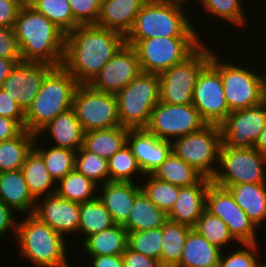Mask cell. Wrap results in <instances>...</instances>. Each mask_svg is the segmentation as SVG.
<instances>
[{
    "label": "cell",
    "instance_id": "30",
    "mask_svg": "<svg viewBox=\"0 0 266 267\" xmlns=\"http://www.w3.org/2000/svg\"><path fill=\"white\" fill-rule=\"evenodd\" d=\"M129 129L117 126L84 132L83 147L100 157L109 160L126 144Z\"/></svg>",
    "mask_w": 266,
    "mask_h": 267
},
{
    "label": "cell",
    "instance_id": "54",
    "mask_svg": "<svg viewBox=\"0 0 266 267\" xmlns=\"http://www.w3.org/2000/svg\"><path fill=\"white\" fill-rule=\"evenodd\" d=\"M23 62L22 59H7L0 57V86L5 79L10 75L11 70L16 66L17 63Z\"/></svg>",
    "mask_w": 266,
    "mask_h": 267
},
{
    "label": "cell",
    "instance_id": "11",
    "mask_svg": "<svg viewBox=\"0 0 266 267\" xmlns=\"http://www.w3.org/2000/svg\"><path fill=\"white\" fill-rule=\"evenodd\" d=\"M211 180L221 187L266 184V157L255 148H230L222 144L219 165Z\"/></svg>",
    "mask_w": 266,
    "mask_h": 267
},
{
    "label": "cell",
    "instance_id": "14",
    "mask_svg": "<svg viewBox=\"0 0 266 267\" xmlns=\"http://www.w3.org/2000/svg\"><path fill=\"white\" fill-rule=\"evenodd\" d=\"M205 209L221 218L239 243H259L258 228L235 202L231 192L211 182L206 193Z\"/></svg>",
    "mask_w": 266,
    "mask_h": 267
},
{
    "label": "cell",
    "instance_id": "45",
    "mask_svg": "<svg viewBox=\"0 0 266 267\" xmlns=\"http://www.w3.org/2000/svg\"><path fill=\"white\" fill-rule=\"evenodd\" d=\"M257 244L259 243H242V247L235 251L222 252L219 267H258L262 262L257 257L260 256Z\"/></svg>",
    "mask_w": 266,
    "mask_h": 267
},
{
    "label": "cell",
    "instance_id": "15",
    "mask_svg": "<svg viewBox=\"0 0 266 267\" xmlns=\"http://www.w3.org/2000/svg\"><path fill=\"white\" fill-rule=\"evenodd\" d=\"M192 104L207 124L220 125L230 113L221 74L210 62L197 77Z\"/></svg>",
    "mask_w": 266,
    "mask_h": 267
},
{
    "label": "cell",
    "instance_id": "38",
    "mask_svg": "<svg viewBox=\"0 0 266 267\" xmlns=\"http://www.w3.org/2000/svg\"><path fill=\"white\" fill-rule=\"evenodd\" d=\"M198 2L201 9L211 18H220L219 21L228 22L235 28L241 27L242 29L247 26L245 23L248 22V14L245 12L246 8L243 7L247 5L243 4L246 3L243 0H197Z\"/></svg>",
    "mask_w": 266,
    "mask_h": 267
},
{
    "label": "cell",
    "instance_id": "23",
    "mask_svg": "<svg viewBox=\"0 0 266 267\" xmlns=\"http://www.w3.org/2000/svg\"><path fill=\"white\" fill-rule=\"evenodd\" d=\"M44 134L51 137L48 142L52 140L54 143L50 142V144L56 147L77 151L83 146L84 130L73 108L58 114L39 131L37 136L43 139Z\"/></svg>",
    "mask_w": 266,
    "mask_h": 267
},
{
    "label": "cell",
    "instance_id": "33",
    "mask_svg": "<svg viewBox=\"0 0 266 267\" xmlns=\"http://www.w3.org/2000/svg\"><path fill=\"white\" fill-rule=\"evenodd\" d=\"M35 139L36 134L24 129L15 138L0 142V173L21 170Z\"/></svg>",
    "mask_w": 266,
    "mask_h": 267
},
{
    "label": "cell",
    "instance_id": "1",
    "mask_svg": "<svg viewBox=\"0 0 266 267\" xmlns=\"http://www.w3.org/2000/svg\"><path fill=\"white\" fill-rule=\"evenodd\" d=\"M124 44L125 36L119 32L78 25L66 34L62 66L78 84H89Z\"/></svg>",
    "mask_w": 266,
    "mask_h": 267
},
{
    "label": "cell",
    "instance_id": "28",
    "mask_svg": "<svg viewBox=\"0 0 266 267\" xmlns=\"http://www.w3.org/2000/svg\"><path fill=\"white\" fill-rule=\"evenodd\" d=\"M128 232L120 224L87 237L81 244L89 256L122 255L127 247Z\"/></svg>",
    "mask_w": 266,
    "mask_h": 267
},
{
    "label": "cell",
    "instance_id": "25",
    "mask_svg": "<svg viewBox=\"0 0 266 267\" xmlns=\"http://www.w3.org/2000/svg\"><path fill=\"white\" fill-rule=\"evenodd\" d=\"M0 199L21 217L33 214L36 205L22 170L0 173Z\"/></svg>",
    "mask_w": 266,
    "mask_h": 267
},
{
    "label": "cell",
    "instance_id": "13",
    "mask_svg": "<svg viewBox=\"0 0 266 267\" xmlns=\"http://www.w3.org/2000/svg\"><path fill=\"white\" fill-rule=\"evenodd\" d=\"M206 124L193 104H167L159 101L146 129L156 137L172 142L200 130Z\"/></svg>",
    "mask_w": 266,
    "mask_h": 267
},
{
    "label": "cell",
    "instance_id": "17",
    "mask_svg": "<svg viewBox=\"0 0 266 267\" xmlns=\"http://www.w3.org/2000/svg\"><path fill=\"white\" fill-rule=\"evenodd\" d=\"M141 72L135 48L125 43L88 85L94 90L116 95Z\"/></svg>",
    "mask_w": 266,
    "mask_h": 267
},
{
    "label": "cell",
    "instance_id": "6",
    "mask_svg": "<svg viewBox=\"0 0 266 267\" xmlns=\"http://www.w3.org/2000/svg\"><path fill=\"white\" fill-rule=\"evenodd\" d=\"M159 74L141 72L117 94L120 125L128 129L146 128L160 101Z\"/></svg>",
    "mask_w": 266,
    "mask_h": 267
},
{
    "label": "cell",
    "instance_id": "40",
    "mask_svg": "<svg viewBox=\"0 0 266 267\" xmlns=\"http://www.w3.org/2000/svg\"><path fill=\"white\" fill-rule=\"evenodd\" d=\"M28 4L46 16L65 34L73 31L78 24L67 0H29Z\"/></svg>",
    "mask_w": 266,
    "mask_h": 267
},
{
    "label": "cell",
    "instance_id": "16",
    "mask_svg": "<svg viewBox=\"0 0 266 267\" xmlns=\"http://www.w3.org/2000/svg\"><path fill=\"white\" fill-rule=\"evenodd\" d=\"M266 125V100L261 104L235 110L220 124L222 144L230 148H254Z\"/></svg>",
    "mask_w": 266,
    "mask_h": 267
},
{
    "label": "cell",
    "instance_id": "9",
    "mask_svg": "<svg viewBox=\"0 0 266 267\" xmlns=\"http://www.w3.org/2000/svg\"><path fill=\"white\" fill-rule=\"evenodd\" d=\"M203 37H154L125 41L135 48L142 72L160 74L189 57L203 42Z\"/></svg>",
    "mask_w": 266,
    "mask_h": 267
},
{
    "label": "cell",
    "instance_id": "32",
    "mask_svg": "<svg viewBox=\"0 0 266 267\" xmlns=\"http://www.w3.org/2000/svg\"><path fill=\"white\" fill-rule=\"evenodd\" d=\"M151 175L158 180L178 187L198 184L204 178L199 171L179 158L174 152Z\"/></svg>",
    "mask_w": 266,
    "mask_h": 267
},
{
    "label": "cell",
    "instance_id": "44",
    "mask_svg": "<svg viewBox=\"0 0 266 267\" xmlns=\"http://www.w3.org/2000/svg\"><path fill=\"white\" fill-rule=\"evenodd\" d=\"M162 227L128 232L127 246L133 251L155 258L161 263Z\"/></svg>",
    "mask_w": 266,
    "mask_h": 267
},
{
    "label": "cell",
    "instance_id": "3",
    "mask_svg": "<svg viewBox=\"0 0 266 267\" xmlns=\"http://www.w3.org/2000/svg\"><path fill=\"white\" fill-rule=\"evenodd\" d=\"M184 6L187 7L176 2L147 0L135 17L125 41L154 37H202Z\"/></svg>",
    "mask_w": 266,
    "mask_h": 267
},
{
    "label": "cell",
    "instance_id": "52",
    "mask_svg": "<svg viewBox=\"0 0 266 267\" xmlns=\"http://www.w3.org/2000/svg\"><path fill=\"white\" fill-rule=\"evenodd\" d=\"M23 130L15 120L0 116V142L15 138Z\"/></svg>",
    "mask_w": 266,
    "mask_h": 267
},
{
    "label": "cell",
    "instance_id": "48",
    "mask_svg": "<svg viewBox=\"0 0 266 267\" xmlns=\"http://www.w3.org/2000/svg\"><path fill=\"white\" fill-rule=\"evenodd\" d=\"M0 116L15 120L25 129V112L2 88H0Z\"/></svg>",
    "mask_w": 266,
    "mask_h": 267
},
{
    "label": "cell",
    "instance_id": "56",
    "mask_svg": "<svg viewBox=\"0 0 266 267\" xmlns=\"http://www.w3.org/2000/svg\"><path fill=\"white\" fill-rule=\"evenodd\" d=\"M262 72V85H263V94H264V97L266 99V68H265V72H263V70H261ZM264 73V74H263Z\"/></svg>",
    "mask_w": 266,
    "mask_h": 267
},
{
    "label": "cell",
    "instance_id": "43",
    "mask_svg": "<svg viewBox=\"0 0 266 267\" xmlns=\"http://www.w3.org/2000/svg\"><path fill=\"white\" fill-rule=\"evenodd\" d=\"M146 176L143 177L145 181L143 178L140 181L141 190L160 210L168 214L178 198L180 187L158 180L152 175Z\"/></svg>",
    "mask_w": 266,
    "mask_h": 267
},
{
    "label": "cell",
    "instance_id": "29",
    "mask_svg": "<svg viewBox=\"0 0 266 267\" xmlns=\"http://www.w3.org/2000/svg\"><path fill=\"white\" fill-rule=\"evenodd\" d=\"M167 220V214L141 191L135 197L129 216L122 226L127 232L144 231L162 227Z\"/></svg>",
    "mask_w": 266,
    "mask_h": 267
},
{
    "label": "cell",
    "instance_id": "51",
    "mask_svg": "<svg viewBox=\"0 0 266 267\" xmlns=\"http://www.w3.org/2000/svg\"><path fill=\"white\" fill-rule=\"evenodd\" d=\"M15 217V211L0 199V238L9 232L16 233L18 220Z\"/></svg>",
    "mask_w": 266,
    "mask_h": 267
},
{
    "label": "cell",
    "instance_id": "42",
    "mask_svg": "<svg viewBox=\"0 0 266 267\" xmlns=\"http://www.w3.org/2000/svg\"><path fill=\"white\" fill-rule=\"evenodd\" d=\"M74 169L98 186L110 182L108 160L87 151L83 146L76 151Z\"/></svg>",
    "mask_w": 266,
    "mask_h": 267
},
{
    "label": "cell",
    "instance_id": "21",
    "mask_svg": "<svg viewBox=\"0 0 266 267\" xmlns=\"http://www.w3.org/2000/svg\"><path fill=\"white\" fill-rule=\"evenodd\" d=\"M211 179L204 177L198 184L180 187L179 195L170 212L168 220L193 228L206 206V193Z\"/></svg>",
    "mask_w": 266,
    "mask_h": 267
},
{
    "label": "cell",
    "instance_id": "47",
    "mask_svg": "<svg viewBox=\"0 0 266 267\" xmlns=\"http://www.w3.org/2000/svg\"><path fill=\"white\" fill-rule=\"evenodd\" d=\"M0 57L22 59L13 27H0Z\"/></svg>",
    "mask_w": 266,
    "mask_h": 267
},
{
    "label": "cell",
    "instance_id": "59",
    "mask_svg": "<svg viewBox=\"0 0 266 267\" xmlns=\"http://www.w3.org/2000/svg\"><path fill=\"white\" fill-rule=\"evenodd\" d=\"M20 1H22L24 4L29 2V0H20Z\"/></svg>",
    "mask_w": 266,
    "mask_h": 267
},
{
    "label": "cell",
    "instance_id": "39",
    "mask_svg": "<svg viewBox=\"0 0 266 267\" xmlns=\"http://www.w3.org/2000/svg\"><path fill=\"white\" fill-rule=\"evenodd\" d=\"M110 182L140 183L144 174L127 143L108 160ZM136 173V174H135ZM138 176L135 180V177ZM140 179V180H138ZM138 182H135L137 181Z\"/></svg>",
    "mask_w": 266,
    "mask_h": 267
},
{
    "label": "cell",
    "instance_id": "20",
    "mask_svg": "<svg viewBox=\"0 0 266 267\" xmlns=\"http://www.w3.org/2000/svg\"><path fill=\"white\" fill-rule=\"evenodd\" d=\"M126 143L144 176L151 175L172 153V142L162 140L146 128L129 129Z\"/></svg>",
    "mask_w": 266,
    "mask_h": 267
},
{
    "label": "cell",
    "instance_id": "49",
    "mask_svg": "<svg viewBox=\"0 0 266 267\" xmlns=\"http://www.w3.org/2000/svg\"><path fill=\"white\" fill-rule=\"evenodd\" d=\"M123 267H163L159 260L133 251L128 246L122 254Z\"/></svg>",
    "mask_w": 266,
    "mask_h": 267
},
{
    "label": "cell",
    "instance_id": "18",
    "mask_svg": "<svg viewBox=\"0 0 266 267\" xmlns=\"http://www.w3.org/2000/svg\"><path fill=\"white\" fill-rule=\"evenodd\" d=\"M53 68L50 64L40 62L17 63L0 88L26 112L38 94L45 76Z\"/></svg>",
    "mask_w": 266,
    "mask_h": 267
},
{
    "label": "cell",
    "instance_id": "36",
    "mask_svg": "<svg viewBox=\"0 0 266 267\" xmlns=\"http://www.w3.org/2000/svg\"><path fill=\"white\" fill-rule=\"evenodd\" d=\"M79 219L78 236L84 237L82 242L87 237L115 225L111 214L98 197L80 204Z\"/></svg>",
    "mask_w": 266,
    "mask_h": 267
},
{
    "label": "cell",
    "instance_id": "41",
    "mask_svg": "<svg viewBox=\"0 0 266 267\" xmlns=\"http://www.w3.org/2000/svg\"><path fill=\"white\" fill-rule=\"evenodd\" d=\"M193 229L208 240L210 244L217 246L223 251H226L225 247L229 246L234 241L235 244H238L230 234L225 222L218 216L208 212L206 209L203 211Z\"/></svg>",
    "mask_w": 266,
    "mask_h": 267
},
{
    "label": "cell",
    "instance_id": "31",
    "mask_svg": "<svg viewBox=\"0 0 266 267\" xmlns=\"http://www.w3.org/2000/svg\"><path fill=\"white\" fill-rule=\"evenodd\" d=\"M21 170L30 193L36 200L56 193V183L42 157L34 149L27 155Z\"/></svg>",
    "mask_w": 266,
    "mask_h": 267
},
{
    "label": "cell",
    "instance_id": "37",
    "mask_svg": "<svg viewBox=\"0 0 266 267\" xmlns=\"http://www.w3.org/2000/svg\"><path fill=\"white\" fill-rule=\"evenodd\" d=\"M56 194L81 204L98 197V185L74 169L56 184Z\"/></svg>",
    "mask_w": 266,
    "mask_h": 267
},
{
    "label": "cell",
    "instance_id": "46",
    "mask_svg": "<svg viewBox=\"0 0 266 267\" xmlns=\"http://www.w3.org/2000/svg\"><path fill=\"white\" fill-rule=\"evenodd\" d=\"M67 1L78 25H96L101 11V0Z\"/></svg>",
    "mask_w": 266,
    "mask_h": 267
},
{
    "label": "cell",
    "instance_id": "19",
    "mask_svg": "<svg viewBox=\"0 0 266 267\" xmlns=\"http://www.w3.org/2000/svg\"><path fill=\"white\" fill-rule=\"evenodd\" d=\"M33 215L63 237H68L70 234H77L76 237H78L79 203L61 198L55 193L38 198Z\"/></svg>",
    "mask_w": 266,
    "mask_h": 267
},
{
    "label": "cell",
    "instance_id": "27",
    "mask_svg": "<svg viewBox=\"0 0 266 267\" xmlns=\"http://www.w3.org/2000/svg\"><path fill=\"white\" fill-rule=\"evenodd\" d=\"M227 188L249 219L260 228L266 220V184H239Z\"/></svg>",
    "mask_w": 266,
    "mask_h": 267
},
{
    "label": "cell",
    "instance_id": "55",
    "mask_svg": "<svg viewBox=\"0 0 266 267\" xmlns=\"http://www.w3.org/2000/svg\"><path fill=\"white\" fill-rule=\"evenodd\" d=\"M254 148L266 157V125L264 130L261 132L258 140L256 141Z\"/></svg>",
    "mask_w": 266,
    "mask_h": 267
},
{
    "label": "cell",
    "instance_id": "22",
    "mask_svg": "<svg viewBox=\"0 0 266 267\" xmlns=\"http://www.w3.org/2000/svg\"><path fill=\"white\" fill-rule=\"evenodd\" d=\"M141 191L140 183L107 182L98 186V198L111 214L114 223L123 225L129 216L135 197Z\"/></svg>",
    "mask_w": 266,
    "mask_h": 267
},
{
    "label": "cell",
    "instance_id": "50",
    "mask_svg": "<svg viewBox=\"0 0 266 267\" xmlns=\"http://www.w3.org/2000/svg\"><path fill=\"white\" fill-rule=\"evenodd\" d=\"M23 4L20 0H0V27H13Z\"/></svg>",
    "mask_w": 266,
    "mask_h": 267
},
{
    "label": "cell",
    "instance_id": "26",
    "mask_svg": "<svg viewBox=\"0 0 266 267\" xmlns=\"http://www.w3.org/2000/svg\"><path fill=\"white\" fill-rule=\"evenodd\" d=\"M222 252L192 228L187 235L180 262L175 267H219Z\"/></svg>",
    "mask_w": 266,
    "mask_h": 267
},
{
    "label": "cell",
    "instance_id": "7",
    "mask_svg": "<svg viewBox=\"0 0 266 267\" xmlns=\"http://www.w3.org/2000/svg\"><path fill=\"white\" fill-rule=\"evenodd\" d=\"M210 63L220 72L223 81V89L230 112L250 108L265 101L262 85V73L247 69L248 66L226 62L212 50ZM220 58V59H219ZM239 65V66H238Z\"/></svg>",
    "mask_w": 266,
    "mask_h": 267
},
{
    "label": "cell",
    "instance_id": "24",
    "mask_svg": "<svg viewBox=\"0 0 266 267\" xmlns=\"http://www.w3.org/2000/svg\"><path fill=\"white\" fill-rule=\"evenodd\" d=\"M147 0H101V11L97 26L113 30L126 36L135 17Z\"/></svg>",
    "mask_w": 266,
    "mask_h": 267
},
{
    "label": "cell",
    "instance_id": "58",
    "mask_svg": "<svg viewBox=\"0 0 266 267\" xmlns=\"http://www.w3.org/2000/svg\"><path fill=\"white\" fill-rule=\"evenodd\" d=\"M258 267H266L265 261L264 262L262 261V263Z\"/></svg>",
    "mask_w": 266,
    "mask_h": 267
},
{
    "label": "cell",
    "instance_id": "8",
    "mask_svg": "<svg viewBox=\"0 0 266 267\" xmlns=\"http://www.w3.org/2000/svg\"><path fill=\"white\" fill-rule=\"evenodd\" d=\"M206 42L208 41L203 42L184 61L159 74L161 102L192 104L197 77L211 59V49Z\"/></svg>",
    "mask_w": 266,
    "mask_h": 267
},
{
    "label": "cell",
    "instance_id": "34",
    "mask_svg": "<svg viewBox=\"0 0 266 267\" xmlns=\"http://www.w3.org/2000/svg\"><path fill=\"white\" fill-rule=\"evenodd\" d=\"M192 228L167 220L162 226L161 265L175 267L182 257L185 241Z\"/></svg>",
    "mask_w": 266,
    "mask_h": 267
},
{
    "label": "cell",
    "instance_id": "2",
    "mask_svg": "<svg viewBox=\"0 0 266 267\" xmlns=\"http://www.w3.org/2000/svg\"><path fill=\"white\" fill-rule=\"evenodd\" d=\"M13 29L23 62L62 66L66 34L28 3L23 4Z\"/></svg>",
    "mask_w": 266,
    "mask_h": 267
},
{
    "label": "cell",
    "instance_id": "5",
    "mask_svg": "<svg viewBox=\"0 0 266 267\" xmlns=\"http://www.w3.org/2000/svg\"><path fill=\"white\" fill-rule=\"evenodd\" d=\"M77 80L63 67H54L44 78L31 106L25 112V129L34 134L58 114L72 108Z\"/></svg>",
    "mask_w": 266,
    "mask_h": 267
},
{
    "label": "cell",
    "instance_id": "10",
    "mask_svg": "<svg viewBox=\"0 0 266 267\" xmlns=\"http://www.w3.org/2000/svg\"><path fill=\"white\" fill-rule=\"evenodd\" d=\"M221 145L220 125L206 124L198 131L174 139L172 152L204 177L212 179L219 165Z\"/></svg>",
    "mask_w": 266,
    "mask_h": 267
},
{
    "label": "cell",
    "instance_id": "53",
    "mask_svg": "<svg viewBox=\"0 0 266 267\" xmlns=\"http://www.w3.org/2000/svg\"><path fill=\"white\" fill-rule=\"evenodd\" d=\"M91 267H123L122 255L90 256Z\"/></svg>",
    "mask_w": 266,
    "mask_h": 267
},
{
    "label": "cell",
    "instance_id": "12",
    "mask_svg": "<svg viewBox=\"0 0 266 267\" xmlns=\"http://www.w3.org/2000/svg\"><path fill=\"white\" fill-rule=\"evenodd\" d=\"M72 108L84 132L121 126L116 95L94 90L88 84L77 86Z\"/></svg>",
    "mask_w": 266,
    "mask_h": 267
},
{
    "label": "cell",
    "instance_id": "35",
    "mask_svg": "<svg viewBox=\"0 0 266 267\" xmlns=\"http://www.w3.org/2000/svg\"><path fill=\"white\" fill-rule=\"evenodd\" d=\"M40 139L36 135L33 149L42 157L51 178L57 184L69 172L74 170L76 151L53 145L44 147L43 144H39Z\"/></svg>",
    "mask_w": 266,
    "mask_h": 267
},
{
    "label": "cell",
    "instance_id": "4",
    "mask_svg": "<svg viewBox=\"0 0 266 267\" xmlns=\"http://www.w3.org/2000/svg\"><path fill=\"white\" fill-rule=\"evenodd\" d=\"M17 220L14 238L22 258L35 264V267H71L67 260V238L33 214H27L22 221Z\"/></svg>",
    "mask_w": 266,
    "mask_h": 267
},
{
    "label": "cell",
    "instance_id": "57",
    "mask_svg": "<svg viewBox=\"0 0 266 267\" xmlns=\"http://www.w3.org/2000/svg\"><path fill=\"white\" fill-rule=\"evenodd\" d=\"M160 1L176 2V3H180V4H183V5L187 6V4H189L191 0H160ZM196 1L197 0H194V3Z\"/></svg>",
    "mask_w": 266,
    "mask_h": 267
}]
</instances>
